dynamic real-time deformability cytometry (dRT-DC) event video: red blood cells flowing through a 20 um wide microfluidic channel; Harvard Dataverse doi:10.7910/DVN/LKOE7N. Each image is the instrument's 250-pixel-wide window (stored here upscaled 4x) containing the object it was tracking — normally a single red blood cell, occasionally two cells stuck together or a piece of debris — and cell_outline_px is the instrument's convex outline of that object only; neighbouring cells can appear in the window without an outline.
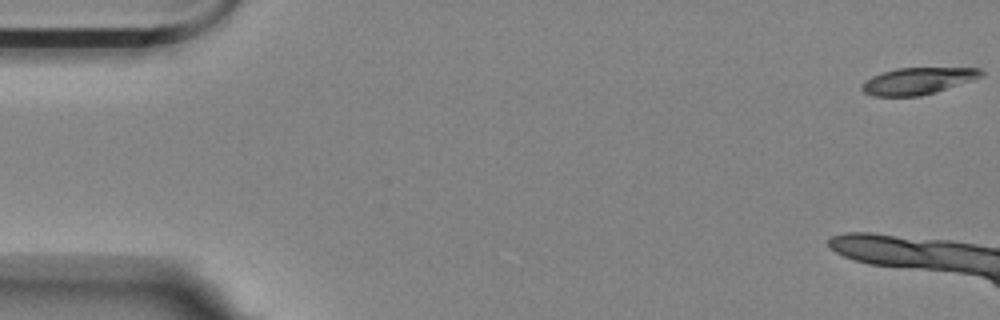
{"species": "Egyptian fruit bat (a non-hibernating species)", "species_latin": "Rousettus aegyptiacus", "temperature_condition": "room temperature", "stored_images_in_passage": 7, "camera_frame_rate_fps": 3000, "um_per_image_px": 0.085, "animal": {"sex": "female"}, "frame": {"image": 1, "passage_image": 1, "time_ms": 0.0, "image_size_px": [1000, 320], "cell_outline_px": [[984, 76], [936, 92], [920, 96], [872, 96], [864, 92], [860, 88], [860, 84], [872, 76], [896, 68], [980, 68], [984, 72]], "centroid_in_image_um": [78.0, 6.88], "position_along_channel_um": 7.0, "area_um2": 18.61}}